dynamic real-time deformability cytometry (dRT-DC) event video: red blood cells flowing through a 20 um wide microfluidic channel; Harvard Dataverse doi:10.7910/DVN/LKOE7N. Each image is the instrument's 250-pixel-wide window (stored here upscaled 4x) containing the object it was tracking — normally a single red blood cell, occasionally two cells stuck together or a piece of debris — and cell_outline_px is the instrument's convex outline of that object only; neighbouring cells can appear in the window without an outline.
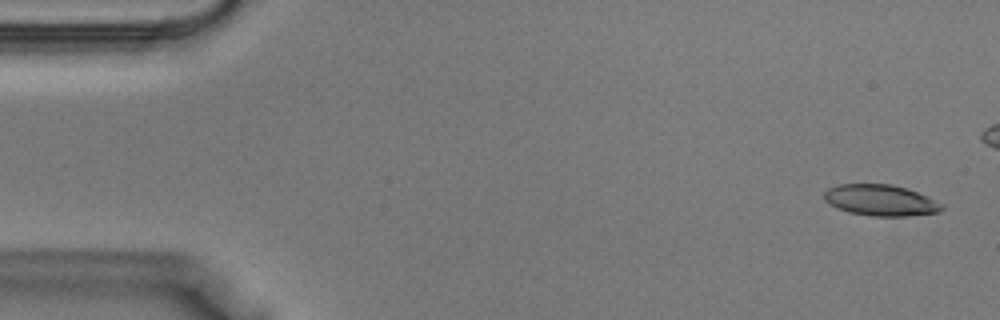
{"species": "Egyptian fruit bat (a non-hibernating species)", "species_latin": "Rousettus aegyptiacus", "temperature_condition": "warm", "stored_images_in_passage": 34, "camera_frame_rate_fps": 3000, "um_per_image_px": 0.085, "animal": {"sex": "male"}, "frame": {"image": 1, "passage_image": 2, "time_ms": 0.333, "image_size_px": [1000, 320], "cell_outline_px": [[944, 208], [940, 212], [908, 216], [872, 216], [848, 212], [824, 200], [824, 192], [828, 188], [836, 184], [892, 184], [908, 188], [928, 196], [944, 204]], "centroid_in_image_um": [74.9, 17.01], "position_along_channel_um": 10.1, "area_um2": 21.5}}
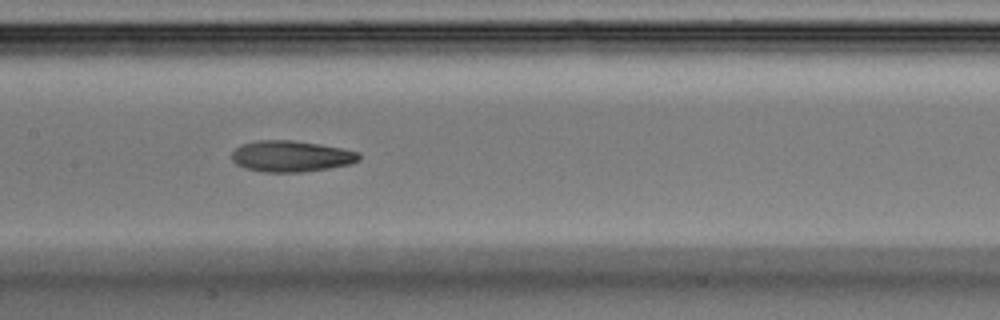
{"frame": {"image": 2, "passage_image": 19, "time_ms": 6.0, "image_size_px": [1000, 320], "cell_outline_px": [[360, 160], [352, 164], [304, 172], [264, 172], [244, 168], [236, 164], [232, 160], [232, 152], [240, 144], [256, 140], [292, 140], [320, 144], [360, 152]], "centroid_in_image_um": [24.74, 13.28], "position_along_channel_um": 182.7, "area_um2": 23.29}}
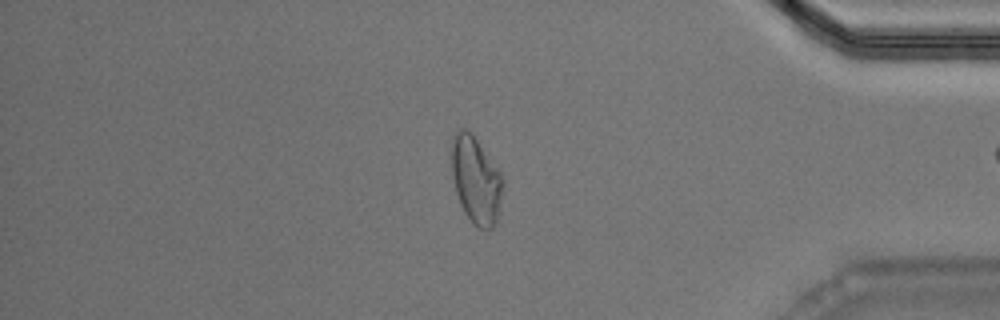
{"frame": {"image": 3, "passage_image": 33, "time_ms": 10.667, "image_size_px": [1000, 320], "cell_outline_px": [[504, 180], [496, 224], [492, 228], [480, 228], [472, 224], [464, 212], [460, 204], [456, 192], [452, 176], [452, 140], [456, 132], [460, 128], [464, 128], [472, 132], [504, 176]], "centroid_in_image_um": [40.46, 15.29], "position_along_channel_um": 394.7, "area_um2": 26.18}}